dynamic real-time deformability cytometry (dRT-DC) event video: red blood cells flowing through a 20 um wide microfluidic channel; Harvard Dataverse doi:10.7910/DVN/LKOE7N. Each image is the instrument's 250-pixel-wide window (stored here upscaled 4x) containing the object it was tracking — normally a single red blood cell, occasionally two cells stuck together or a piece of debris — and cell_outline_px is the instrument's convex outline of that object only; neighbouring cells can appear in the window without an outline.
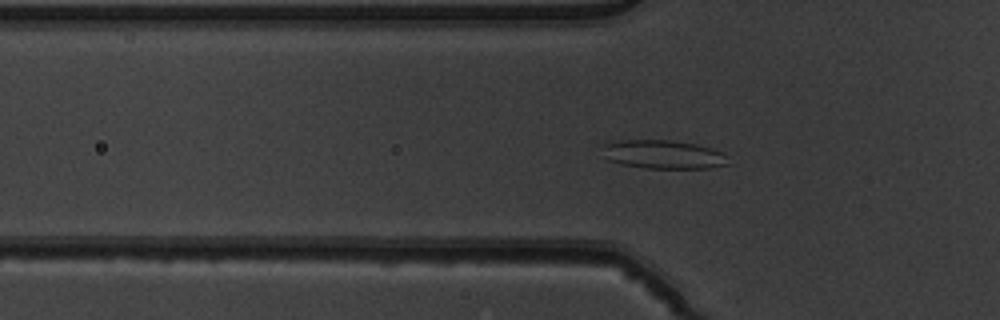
{"species": "common noctule bat (a hibernating species)", "species_latin": "Nyctalus noctula", "temperature_condition": "warm", "stored_images_in_passage": 53, "camera_frame_rate_fps": 3000, "um_per_image_px": 0.085, "animal": {"sex": "male", "body_mass_g": 19.5, "forearm_length_mm": 54.6}, "frame": {"image": 1, "passage_image": 18, "time_ms": 5.667, "image_size_px": [1000, 320], "cell_outline_px": [[728, 164], [708, 168], [644, 168], [620, 164], [608, 160], [604, 156], [604, 144], [620, 140], [672, 140], [696, 144], [712, 148], [724, 152], [728, 156]], "centroid_in_image_um": [56.41, 13.13], "position_along_channel_um": 69.4, "area_um2": 21.1}}
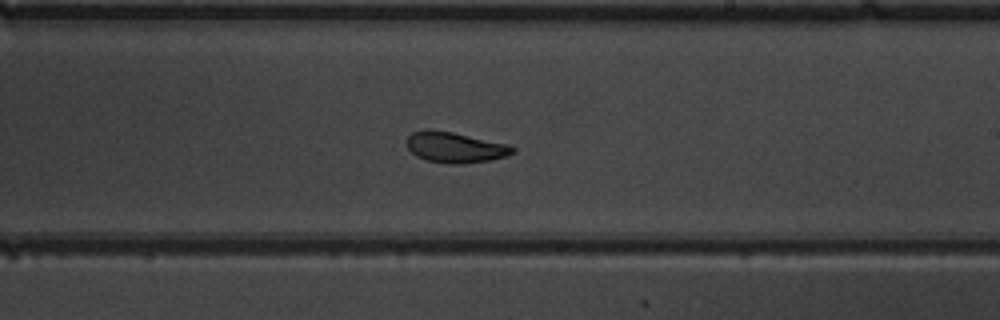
{"frame": {"image": 2, "passage_image": 32, "time_ms": 10.333, "image_size_px": [1000, 320], "cell_outline_px": [[516, 152], [508, 156], [488, 160], [464, 164], [448, 164], [428, 160], [416, 156], [408, 148], [408, 136], [412, 132], [428, 128], [452, 132], [508, 144], [516, 148]], "centroid_in_image_um": [38.71, 12.52], "position_along_channel_um": 250.3, "area_um2": 18.96}}
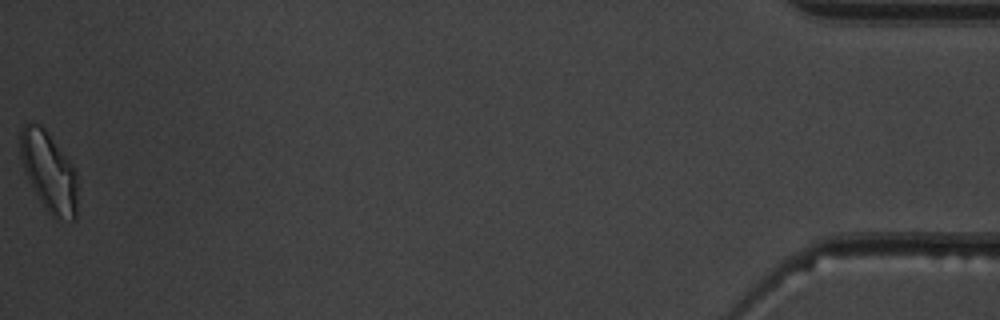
{"frame": {"image": 3, "passage_image": 53, "time_ms": 17.333, "image_size_px": [1000, 320], "cell_outline_px": [[76, 220], [72, 220], [52, 216], [48, 212], [36, 196], [24, 172], [20, 160], [20, 128], [24, 124], [40, 124], [44, 128], [72, 164], [76, 172]], "centroid_in_image_um": [4.12, 14.59], "position_along_channel_um": 431.1, "area_um2": 26.47}, "authors_computed_cell_mechanics": {"area_um2": 20.9814, "velocity_mm_per_s": 3.8905, "shape_relaxation_time_tau1_ms": 3.7077, "shape_relaxation_time_tau2_ms": 2.1899, "deformation_change_tau1": 0.0951, "deformation_change_tau2": 0.0785}}